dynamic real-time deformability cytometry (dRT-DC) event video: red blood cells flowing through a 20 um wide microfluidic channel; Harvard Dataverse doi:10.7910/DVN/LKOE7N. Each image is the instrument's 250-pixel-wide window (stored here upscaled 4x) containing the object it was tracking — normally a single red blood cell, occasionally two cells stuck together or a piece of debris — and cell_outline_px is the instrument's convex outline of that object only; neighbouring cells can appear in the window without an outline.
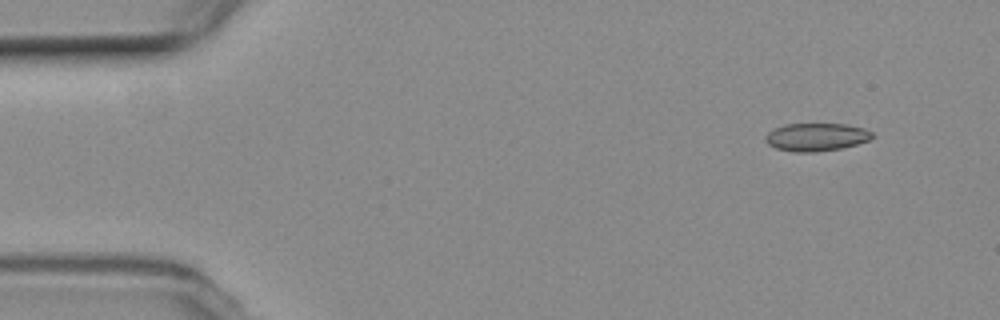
{"species": "common noctule bat (a hibernating species)", "species_latin": "Nyctalus noctula", "temperature_condition": "room temperature", "stored_images_in_passage": 2, "camera_frame_rate_fps": 3000, "um_per_image_px": 0.085, "animal": {"sex": "female", "body_mass_g": 19.3, "forearm_length_mm": 54.1}, "frame": {"image": 1, "passage_image": 2, "time_ms": 2.0, "image_size_px": [1000, 320], "cell_outline_px": [[872, 136], [868, 140], [856, 144], [840, 148], [816, 152], [796, 152], [776, 148], [768, 144], [764, 140], [764, 136], [768, 132], [784, 124], [848, 124], [864, 128], [872, 132]], "centroid_in_image_um": [69.35, 11.64], "position_along_channel_um": 15.6, "area_um2": 17.28}}